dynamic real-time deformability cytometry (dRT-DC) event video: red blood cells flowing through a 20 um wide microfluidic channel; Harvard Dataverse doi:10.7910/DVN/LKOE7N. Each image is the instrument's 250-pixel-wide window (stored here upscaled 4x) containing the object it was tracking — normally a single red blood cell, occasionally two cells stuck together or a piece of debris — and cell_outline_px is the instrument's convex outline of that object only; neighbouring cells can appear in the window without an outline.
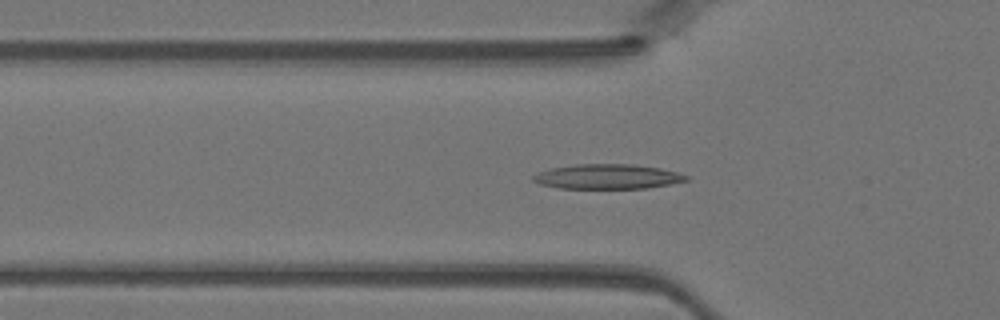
{"species": "Egyptian fruit bat (a non-hibernating species)", "species_latin": "Rousettus aegyptiacus", "temperature_condition": "warm", "stored_images_in_passage": 40, "segment_of_instrument_passage": [1, 2], "camera_frame_rate_fps": 3000, "um_per_image_px": 0.085, "animal": {"sex": "female"}, "frame": {"image": 1, "passage_image": 9, "time_ms": 2.667, "image_size_px": [1000, 320], "cell_outline_px": [[688, 180], [672, 184], [648, 188], [560, 188], [540, 184], [532, 180], [532, 176], [536, 172], [552, 168], [576, 164], [632, 164], [660, 168], [676, 172], [688, 176]], "centroid_in_image_um": [51.63, 15.01], "position_along_channel_um": 74.2, "area_um2": 22.08}}
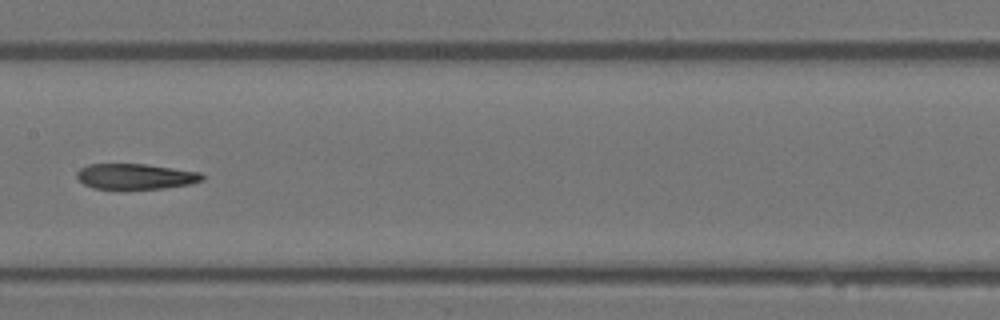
{"frame": {"image": 2, "passage_image": 17, "time_ms": 5.333, "image_size_px": [1000, 320], "cell_outline_px": [[204, 180], [188, 184], [164, 188], [92, 188], [84, 184], [76, 176], [76, 172], [80, 168], [88, 164], [144, 164], [200, 172], [204, 176]], "centroid_in_image_um": [11.5, 14.98], "position_along_channel_um": 195.9, "area_um2": 18.38}}
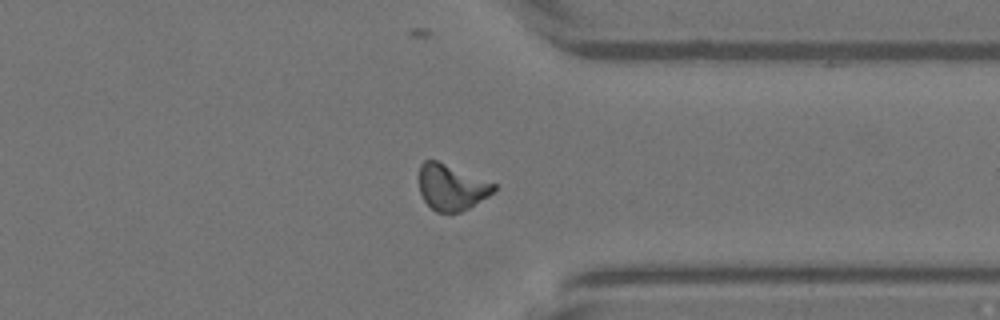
{"frame": {"image": 3, "passage_image": 29, "time_ms": 9.333, "image_size_px": [1000, 320], "cell_outline_px": [[496, 188], [488, 196], [468, 208], [460, 212], [436, 212], [424, 200], [420, 192], [420, 164], [424, 160], [436, 160], [496, 184]], "centroid_in_image_um": [38.36, 15.92], "position_along_channel_um": 373.0, "area_um2": 19.59}}